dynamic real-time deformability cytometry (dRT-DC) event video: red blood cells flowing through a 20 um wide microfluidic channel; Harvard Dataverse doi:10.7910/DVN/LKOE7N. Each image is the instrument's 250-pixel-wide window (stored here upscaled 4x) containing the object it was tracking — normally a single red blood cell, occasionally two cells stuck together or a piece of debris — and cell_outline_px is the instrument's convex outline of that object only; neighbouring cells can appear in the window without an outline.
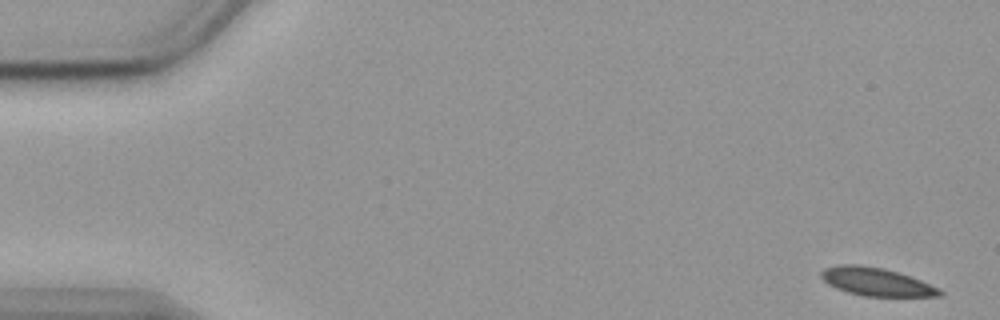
{"species": "common noctule bat (a hibernating species)", "species_latin": "Nyctalus noctula", "temperature_condition": "cold", "stored_images_in_passage": 53, "camera_frame_rate_fps": 3000, "um_per_image_px": 0.085, "animal": {"sex": "female", "body_mass_g": 19.9}, "frame": {"image": 1, "passage_image": 1, "time_ms": 0.0, "image_size_px": [1000, 320], "cell_outline_px": [[944, 292], [940, 296], [864, 296], [848, 292], [836, 288], [828, 284], [820, 276], [820, 272], [824, 268], [840, 264], [860, 264], [884, 268], [912, 276], [940, 288]], "centroid_in_image_um": [74.5, 23.94], "position_along_channel_um": 10.5, "area_um2": 19.59}}
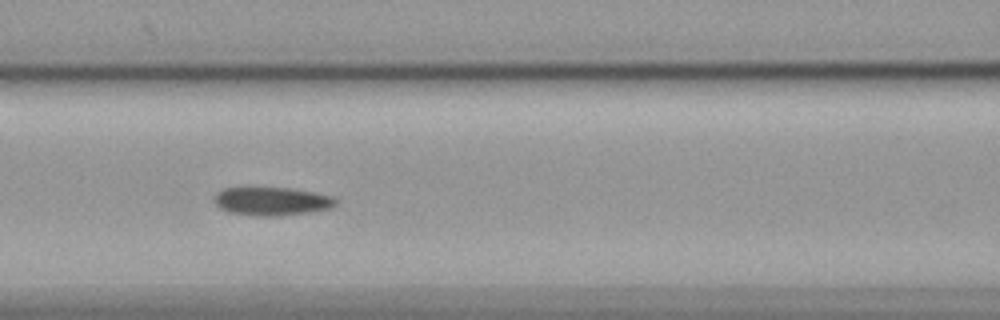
{"frame": {"image": 2, "passage_image": 23, "time_ms": 7.333, "image_size_px": [1000, 320], "cell_outline_px": [[336, 204], [332, 208], [308, 212], [280, 216], [252, 216], [228, 212], [220, 208], [212, 200], [212, 196], [216, 192], [224, 188], [244, 184], [248, 184], [292, 188], [316, 192], [332, 196], [336, 200]], "centroid_in_image_um": [23.0, 17.05], "position_along_channel_um": 143.6, "area_um2": 21.39}}
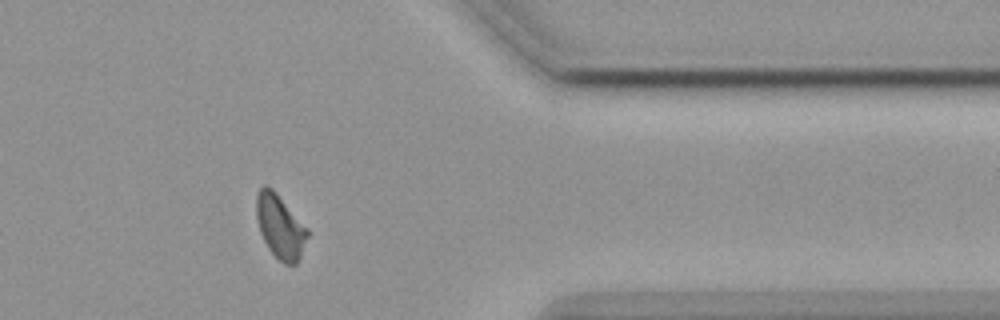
{"frame": {"image": 3, "passage_image": 45, "time_ms": 14.667, "image_size_px": [1000, 320], "cell_outline_px": [[308, 236], [300, 256], [296, 264], [284, 264], [268, 248], [260, 232], [256, 216], [256, 196], [260, 188], [264, 184], [272, 188], [276, 192], [308, 228]], "centroid_in_image_um": [23.8, 19.23], "position_along_channel_um": 387.6, "area_um2": 18.84}}